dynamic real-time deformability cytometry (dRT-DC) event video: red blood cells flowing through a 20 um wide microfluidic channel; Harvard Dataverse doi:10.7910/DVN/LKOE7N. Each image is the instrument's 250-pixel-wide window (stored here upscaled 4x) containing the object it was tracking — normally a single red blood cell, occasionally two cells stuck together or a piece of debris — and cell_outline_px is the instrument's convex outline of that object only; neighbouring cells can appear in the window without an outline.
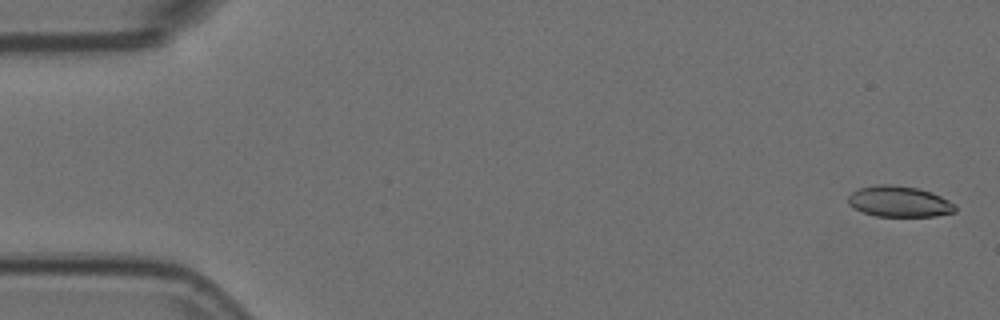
{"species": "Egyptian fruit bat (a non-hibernating species)", "species_latin": "Rousettus aegyptiacus", "temperature_condition": "room temperature", "stored_images_in_passage": 57, "camera_frame_rate_fps": 3000, "um_per_image_px": 0.085, "animal": {"sex": "female"}, "frame": {"image": 1, "passage_image": 2, "time_ms": 0.333, "image_size_px": [1000, 320], "cell_outline_px": [[956, 212], [936, 216], [876, 216], [852, 208], [848, 204], [848, 196], [852, 192], [860, 188], [880, 184], [892, 184], [916, 188], [932, 192], [956, 204]], "centroid_in_image_um": [76.44, 17.13], "position_along_channel_um": 8.6, "area_um2": 19.31}}
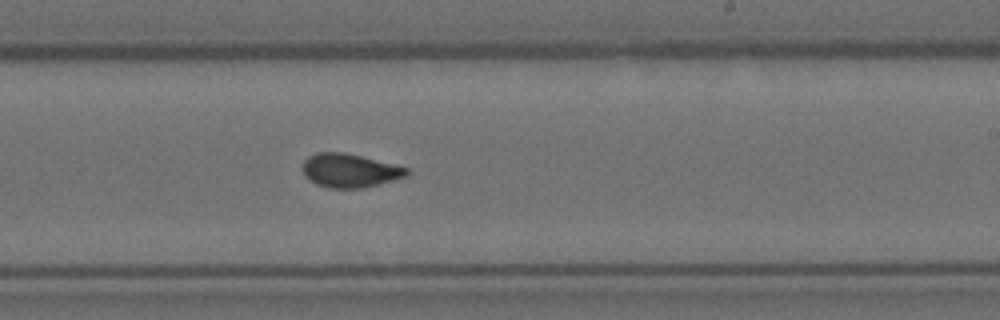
{"frame": {"image": 2, "passage_image": 34, "time_ms": 11.0, "image_size_px": [1000, 320], "cell_outline_px": [[412, 172], [408, 176], [360, 188], [328, 188], [316, 184], [308, 180], [304, 176], [304, 160], [308, 156], [316, 152], [344, 152], [396, 164], [408, 168]], "centroid_in_image_um": [29.74, 14.49], "position_along_channel_um": 259.3, "area_um2": 20.52}}
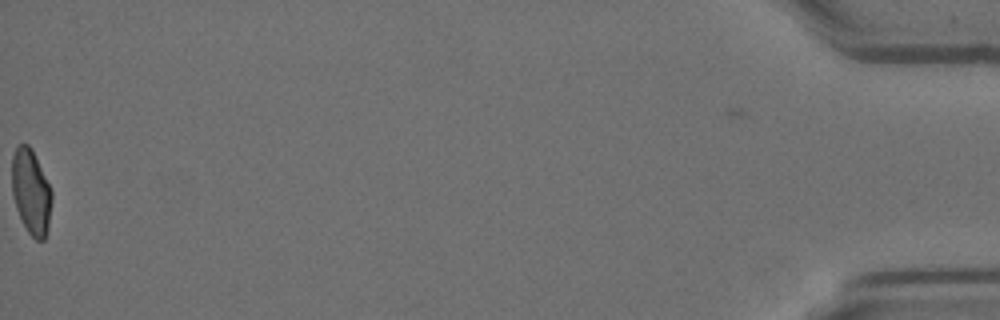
{"frame": {"image": 3, "passage_image": 57, "time_ms": 18.667, "image_size_px": [1000, 320], "cell_outline_px": [[52, 200], [48, 228], [44, 240], [36, 240], [28, 232], [16, 208], [12, 196], [12, 156], [16, 144], [28, 144], [32, 148], [52, 192]], "centroid_in_image_um": [2.63, 16.28], "position_along_channel_um": 432.6, "area_um2": 19.77}, "authors_computed_cell_mechanics": {"area_um2": 20.23, "velocity_mm_per_s": 3.6197, "shape_relaxation_time_tau1_ms": null, "shape_relaxation_time_tau2_ms": 1.3122, "deformation_change_tau1": null, "deformation_change_tau2": 0.0615}}